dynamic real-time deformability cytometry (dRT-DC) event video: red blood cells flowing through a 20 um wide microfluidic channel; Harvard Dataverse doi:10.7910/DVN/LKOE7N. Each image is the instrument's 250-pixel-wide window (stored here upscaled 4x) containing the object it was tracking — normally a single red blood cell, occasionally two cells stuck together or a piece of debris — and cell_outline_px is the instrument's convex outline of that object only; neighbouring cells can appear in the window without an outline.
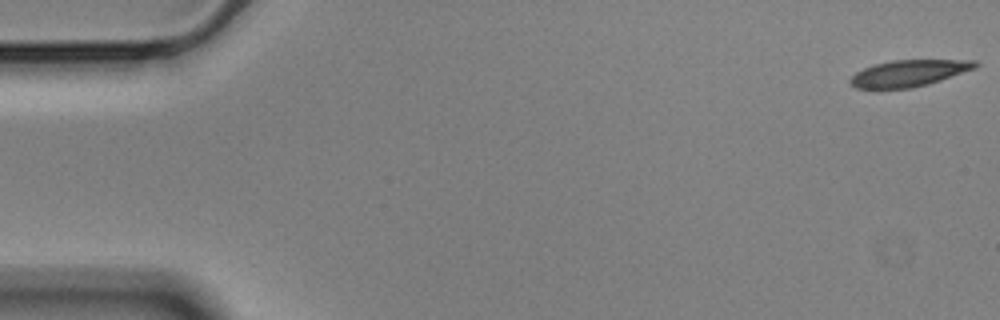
{"species": "Egyptian fruit bat (a non-hibernating species)", "species_latin": "Rousettus aegyptiacus", "temperature_condition": "cold", "stored_images_in_passage": 11, "camera_frame_rate_fps": 3000, "um_per_image_px": 0.085, "animal": {"sex": "male"}, "frame": {"image": 1, "passage_image": 1, "time_ms": 0.0, "image_size_px": [1000, 320], "cell_outline_px": [[980, 64], [976, 68], [940, 80], [908, 88], [856, 88], [848, 80], [856, 72], [864, 68], [876, 64], [892, 60], [976, 60]], "centroid_in_image_um": [77.27, 6.2], "position_along_channel_um": 7.7, "area_um2": 18.96}}